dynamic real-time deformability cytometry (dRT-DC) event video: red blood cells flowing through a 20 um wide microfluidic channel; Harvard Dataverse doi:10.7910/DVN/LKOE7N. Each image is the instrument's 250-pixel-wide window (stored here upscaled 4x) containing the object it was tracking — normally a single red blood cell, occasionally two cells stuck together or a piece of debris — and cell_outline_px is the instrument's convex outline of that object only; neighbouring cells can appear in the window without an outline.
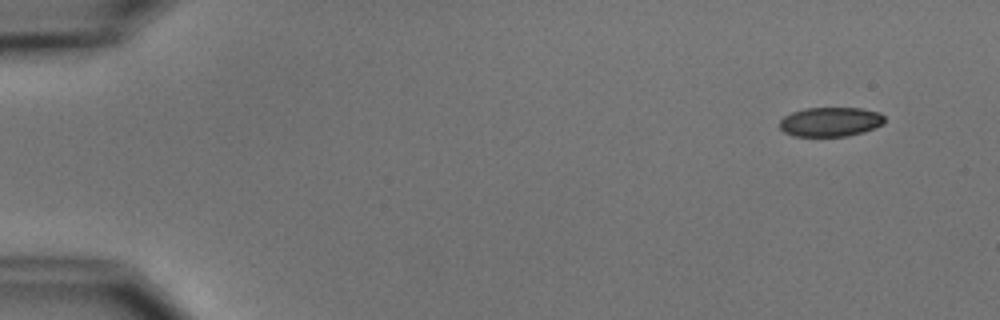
{"species": "common noctule bat (a hibernating species)", "species_latin": "Nyctalus noctula", "temperature_condition": "cold", "stored_images_in_passage": 7, "camera_frame_rate_fps": 3000, "um_per_image_px": 0.085, "animal": {"sex": "male", "body_mass_g": 15.6}, "frame": {"image": 1, "passage_image": 1, "time_ms": 0.0, "image_size_px": [1000, 320], "cell_outline_px": [[884, 124], [864, 132], [848, 136], [792, 136], [784, 132], [780, 128], [780, 120], [784, 116], [792, 112], [804, 108], [860, 108], [880, 112], [884, 116]], "centroid_in_image_um": [70.59, 10.35], "position_along_channel_um": 14.4, "area_um2": 18.09}}
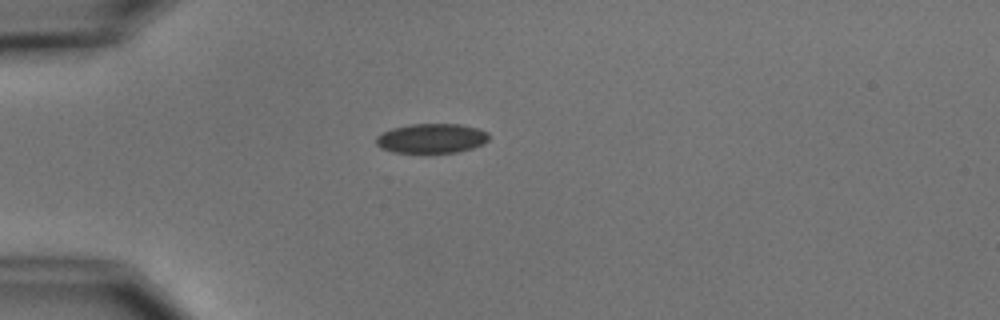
{"frame": {"image": 2, "passage_image": 4, "time_ms": 3.667, "image_size_px": [1000, 320], "cell_outline_px": [[488, 140], [484, 144], [472, 148], [456, 152], [392, 152], [380, 148], [376, 144], [376, 136], [392, 128], [412, 124], [460, 124], [476, 128], [488, 132]], "centroid_in_image_um": [36.67, 11.76], "position_along_channel_um": 48.3, "area_um2": 19.31}}
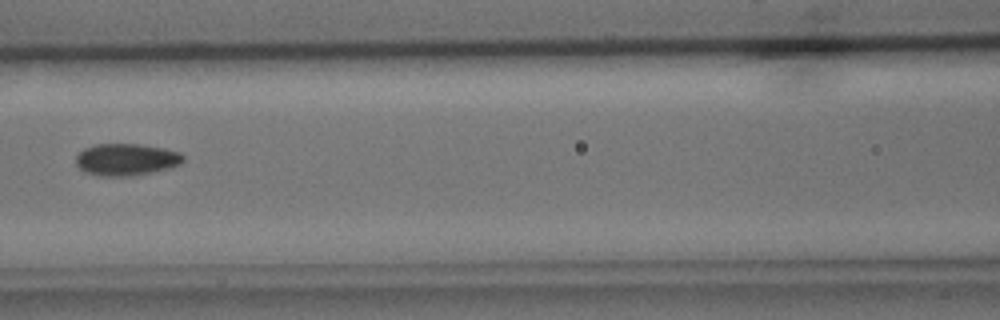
{"frame": {"image": 3, "passage_image": 7, "time_ms": 7.0, "image_size_px": [1000, 320], "cell_outline_px": [[184, 160], [180, 164], [168, 168], [136, 176], [100, 176], [84, 172], [76, 164], [76, 156], [84, 148], [96, 144], [136, 144], [164, 148], [180, 152], [184, 156]], "centroid_in_image_um": [10.73, 13.57], "position_along_channel_um": 155.9, "area_um2": 20.06}}